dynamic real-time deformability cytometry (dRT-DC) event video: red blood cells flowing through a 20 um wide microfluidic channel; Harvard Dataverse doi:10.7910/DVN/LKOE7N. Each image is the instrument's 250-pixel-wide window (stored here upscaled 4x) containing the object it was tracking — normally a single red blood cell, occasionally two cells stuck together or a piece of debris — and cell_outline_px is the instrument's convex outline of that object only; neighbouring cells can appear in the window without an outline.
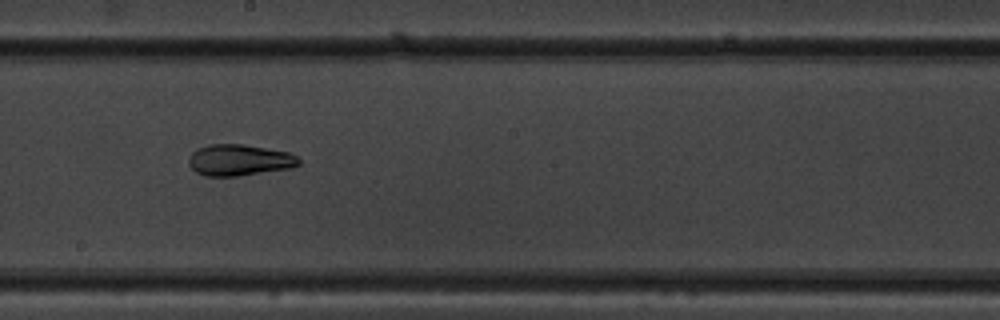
{"species": "common noctule bat (a hibernating species)", "species_latin": "Nyctalus noctula", "temperature_condition": "warm", "stored_images_in_passage": 22, "camera_frame_rate_fps": 3000, "um_per_image_px": 0.085, "animal": {"sex": "male", "body_mass_g": 19.5, "forearm_length_mm": 54.6}, "frame": {"image": 1, "passage_image": 13, "time_ms": 4.0, "image_size_px": [1000, 320], "cell_outline_px": [[300, 164], [292, 168], [236, 176], [204, 176], [196, 172], [188, 164], [188, 156], [196, 148], [208, 144], [244, 144], [292, 152], [300, 160]], "centroid_in_image_um": [20.34, 13.59], "position_along_channel_um": 227.9, "area_um2": 20.4}}
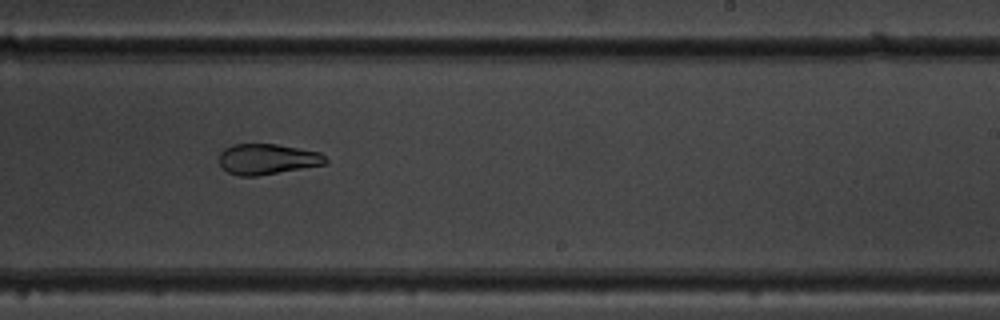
{"frame": {"image": 2, "passage_image": 16, "time_ms": 5.0, "image_size_px": [1000, 320], "cell_outline_px": [[328, 160], [324, 164], [256, 176], [240, 176], [228, 172], [220, 164], [220, 152], [224, 148], [232, 144], [276, 144], [320, 152]], "centroid_in_image_um": [22.69, 13.51], "position_along_channel_um": 266.3, "area_um2": 18.73}}